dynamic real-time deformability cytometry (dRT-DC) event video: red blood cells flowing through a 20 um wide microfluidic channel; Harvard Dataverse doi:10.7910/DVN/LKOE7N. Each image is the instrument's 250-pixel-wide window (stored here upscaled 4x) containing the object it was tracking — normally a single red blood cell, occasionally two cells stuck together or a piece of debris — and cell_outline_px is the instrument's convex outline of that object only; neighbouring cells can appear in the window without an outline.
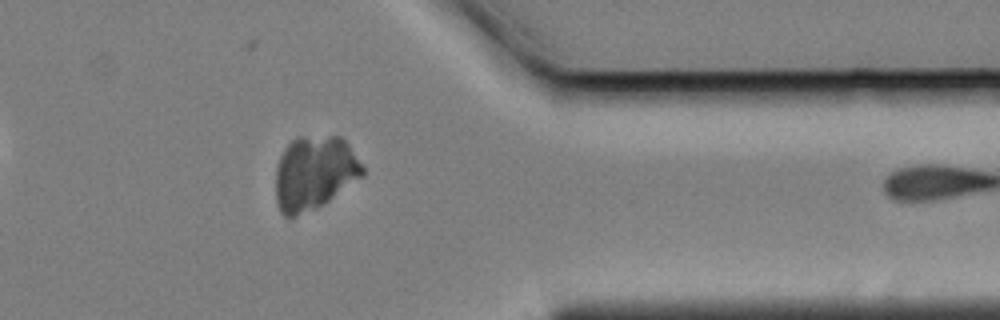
{"species": "Egyptian fruit bat (a non-hibernating species)", "species_latin": "Rousettus aegyptiacus", "temperature_condition": "cold", "stored_images_in_passage": 33, "camera_frame_rate_fps": 3000, "um_per_image_px": 0.085, "animal": {"sex": "female"}, "frame": {"image": 1, "passage_image": 32, "time_ms": 10.333, "image_size_px": [1000, 320], "cell_outline_px": [[364, 176], [324, 204], [316, 208], [292, 216], [284, 216], [280, 212], [276, 200], [276, 168], [280, 156], [284, 148], [292, 140], [300, 136], [340, 136], [348, 144], [364, 168]], "centroid_in_image_um": [26.72, 14.69], "position_along_channel_um": 384.7, "area_um2": 37.4}}